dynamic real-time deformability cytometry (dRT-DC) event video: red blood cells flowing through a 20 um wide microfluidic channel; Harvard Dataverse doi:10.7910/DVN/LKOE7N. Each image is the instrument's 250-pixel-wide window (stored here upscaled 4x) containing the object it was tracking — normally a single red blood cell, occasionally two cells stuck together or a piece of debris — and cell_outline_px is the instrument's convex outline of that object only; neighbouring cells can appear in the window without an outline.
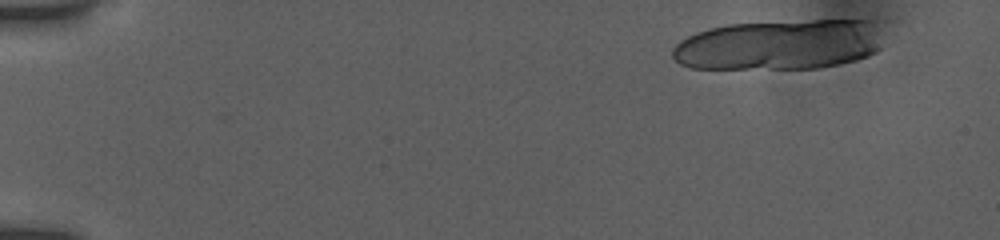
{"species": "human", "species_latin": "Homo sapiens", "temperature_condition": "room temperature", "stored_images_in_passage": 26, "camera_frame_rate_fps": 3000, "um_per_image_px": 0.085, "donor": {"sex": "female"}, "frame": {"image": 1, "passage_image": 3, "time_ms": 0.667, "image_size_px": [1000, 240], "cell_outline_px": [[880, 48], [876, 52], [868, 56], [856, 60], [840, 64], [820, 68], [688, 68], [680, 64], [672, 56], [672, 48], [680, 40], [696, 32], [708, 28], [728, 24], [812, 20], [876, 20], [880, 44]], "centroid_in_image_um": [66.22, 3.8], "position_along_channel_um": 18.8, "area_um2": 61.85}}